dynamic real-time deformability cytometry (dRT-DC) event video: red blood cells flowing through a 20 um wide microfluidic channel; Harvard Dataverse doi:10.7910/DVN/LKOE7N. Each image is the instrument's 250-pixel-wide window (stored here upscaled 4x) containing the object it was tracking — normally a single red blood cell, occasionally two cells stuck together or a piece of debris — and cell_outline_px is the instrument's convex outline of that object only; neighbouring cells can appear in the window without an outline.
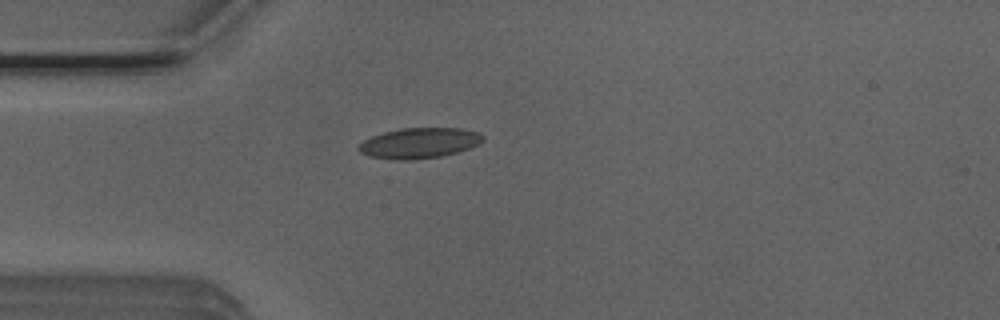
{"species": "Egyptian fruit bat (a non-hibernating species)", "species_latin": "Rousettus aegyptiacus", "temperature_condition": "room temperature", "stored_images_in_passage": 21, "camera_frame_rate_fps": 3000, "um_per_image_px": 0.085, "animal": {"sex": "male"}, "frame": {"image": 1, "passage_image": 2, "time_ms": 0.333, "image_size_px": [1000, 320], "cell_outline_px": [[484, 140], [480, 144], [456, 152], [440, 156], [412, 160], [396, 160], [368, 156], [360, 152], [356, 148], [364, 140], [372, 136], [384, 132], [400, 128], [460, 128], [476, 132], [484, 136]], "centroid_in_image_um": [35.62, 12.16], "position_along_channel_um": 49.4, "area_um2": 22.02}}
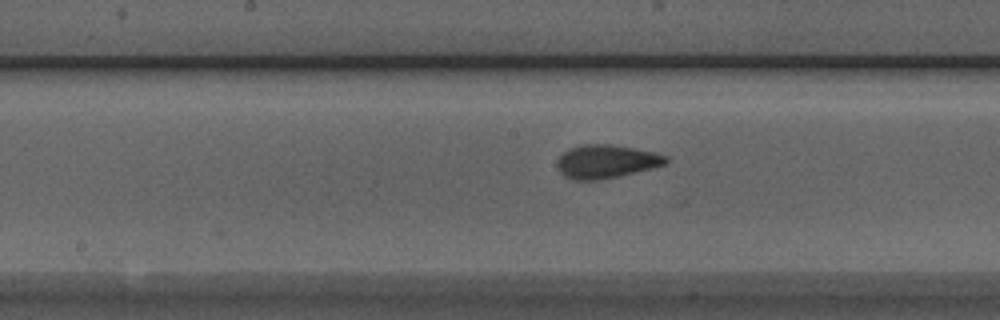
{"frame": {"image": 2, "passage_image": 14, "time_ms": 4.333, "image_size_px": [1000, 320], "cell_outline_px": [[668, 160], [664, 164], [652, 168], [600, 180], [572, 180], [564, 176], [560, 172], [556, 164], [560, 156], [564, 152], [572, 148], [584, 144], [608, 144], [656, 152], [668, 156]], "centroid_in_image_um": [51.52, 13.73], "position_along_channel_um": 196.7, "area_um2": 20.98}}
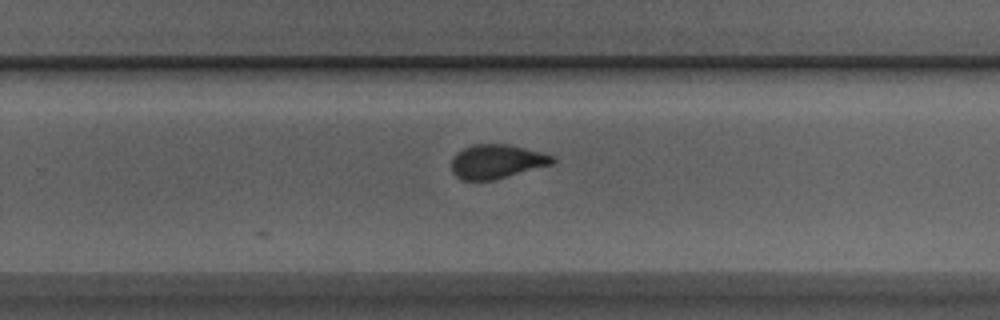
{"frame": {"image": 3, "passage_image": 21, "time_ms": 6.667, "image_size_px": [1000, 320], "cell_outline_px": [[556, 160], [552, 164], [496, 180], [460, 180], [452, 172], [452, 156], [456, 152], [472, 144], [508, 144], [540, 152], [552, 156]], "centroid_in_image_um": [42.18, 13.73], "position_along_channel_um": 287.6, "area_um2": 20.11}}